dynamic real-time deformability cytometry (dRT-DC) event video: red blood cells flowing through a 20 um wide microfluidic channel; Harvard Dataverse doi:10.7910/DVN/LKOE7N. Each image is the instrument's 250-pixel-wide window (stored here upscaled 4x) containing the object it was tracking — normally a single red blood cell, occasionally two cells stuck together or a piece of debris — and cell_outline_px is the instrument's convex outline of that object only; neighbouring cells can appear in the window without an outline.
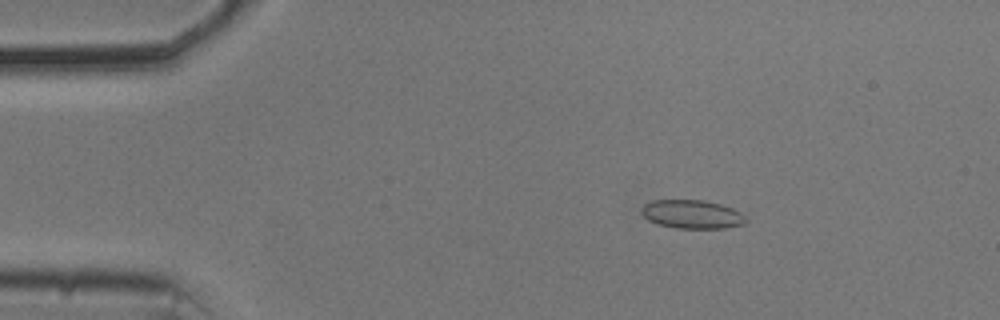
{"species": "common noctule bat (a hibernating species)", "species_latin": "Nyctalus noctula", "temperature_condition": "cold", "stored_images_in_passage": 55, "camera_frame_rate_fps": 3000, "um_per_image_px": 0.085, "animal": {"sex": "male", "body_mass_g": 20.5, "forearm_length_mm": 52.5}, "frame": {"image": 1, "passage_image": 9, "time_ms": 2.667, "image_size_px": [1000, 320], "cell_outline_px": [[748, 220], [744, 224], [724, 228], [676, 228], [660, 224], [648, 220], [640, 212], [640, 208], [644, 204], [652, 200], [704, 200], [720, 204], [732, 208], [740, 212]], "centroid_in_image_um": [58.81, 18.2], "position_along_channel_um": 26.2, "area_um2": 17.4}}
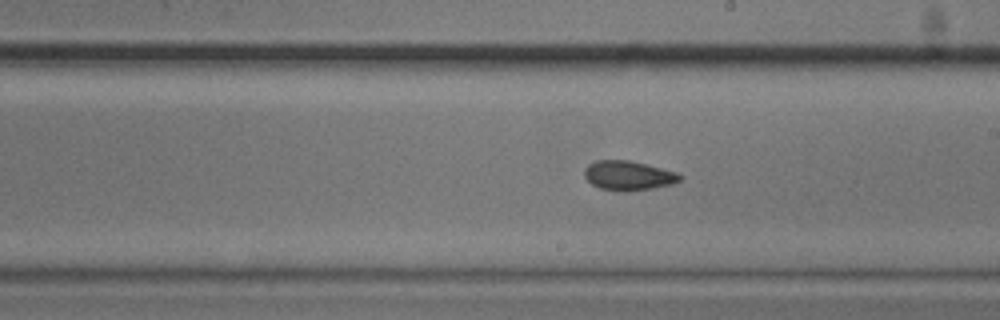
{"frame": {"image": 2, "passage_image": 31, "time_ms": 10.0, "image_size_px": [1000, 320], "cell_outline_px": [[684, 176], [680, 180], [672, 184], [652, 188], [624, 192], [600, 188], [592, 184], [584, 176], [584, 168], [588, 164], [596, 160], [628, 160], [676, 172]], "centroid_in_image_um": [53.39, 14.92], "position_along_channel_um": 235.6, "area_um2": 16.3}}
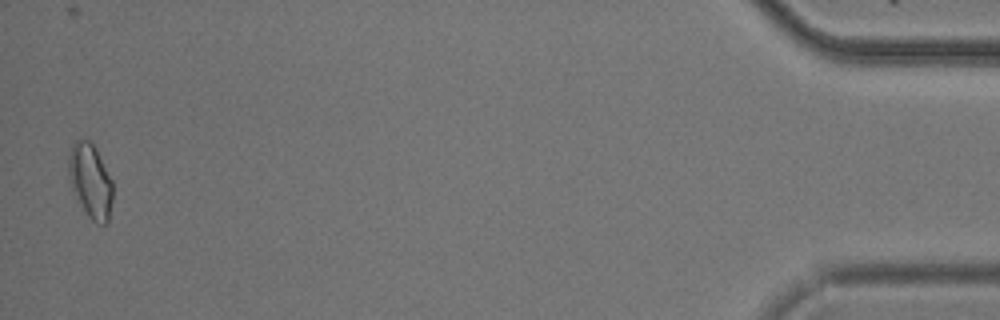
{"frame": {"image": 3, "passage_image": 54, "time_ms": 17.667, "image_size_px": [1000, 320], "cell_outline_px": [[112, 200], [108, 224], [100, 224], [92, 220], [88, 216], [72, 192], [68, 172], [68, 156], [72, 144], [76, 140], [88, 140], [96, 148], [112, 180]], "centroid_in_image_um": [7.68, 15.39], "position_along_channel_um": 427.5, "area_um2": 19.19}, "authors_computed_cell_mechanics": {"area_um2": 16.7042, "velocity_mm_per_s": 3.6907, "shape_relaxation_time_tau1_ms": 6.7417, "shape_relaxation_time_tau2_ms": 2.0233, "deformation_change_tau1": 0.1027, "deformation_change_tau2": 0.077}}